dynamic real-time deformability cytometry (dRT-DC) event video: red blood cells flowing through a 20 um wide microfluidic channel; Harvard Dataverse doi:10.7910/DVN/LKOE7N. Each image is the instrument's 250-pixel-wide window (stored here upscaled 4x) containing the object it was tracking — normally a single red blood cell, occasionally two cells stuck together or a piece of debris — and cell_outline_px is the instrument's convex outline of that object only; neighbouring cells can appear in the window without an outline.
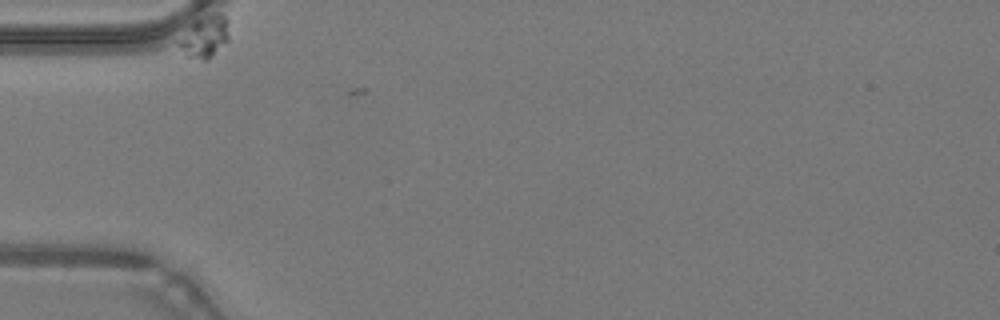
{"species": "common noctule bat (a hibernating species)", "species_latin": "Nyctalus noctula", "temperature_condition": "warm", "stored_images_in_passage": 6, "camera_frame_rate_fps": 3000, "um_per_image_px": 0.085, "animal": {"sex": "male", "body_mass_g": 19.2, "forearm_length_mm": 51.8}, "frame": {"image": 1, "passage_image": 1, "time_ms": 0.0, "image_size_px": [1000, 320], "cell_outline_px": [[228, 40], [208, 60], [200, 60], [184, 56], [176, 44], [176, 40], [196, 20], [216, 12], [220, 12], [228, 20]], "centroid_in_image_um": [17.37, 3.15], "position_along_channel_um": 67.6, "area_um2": 12.37}}